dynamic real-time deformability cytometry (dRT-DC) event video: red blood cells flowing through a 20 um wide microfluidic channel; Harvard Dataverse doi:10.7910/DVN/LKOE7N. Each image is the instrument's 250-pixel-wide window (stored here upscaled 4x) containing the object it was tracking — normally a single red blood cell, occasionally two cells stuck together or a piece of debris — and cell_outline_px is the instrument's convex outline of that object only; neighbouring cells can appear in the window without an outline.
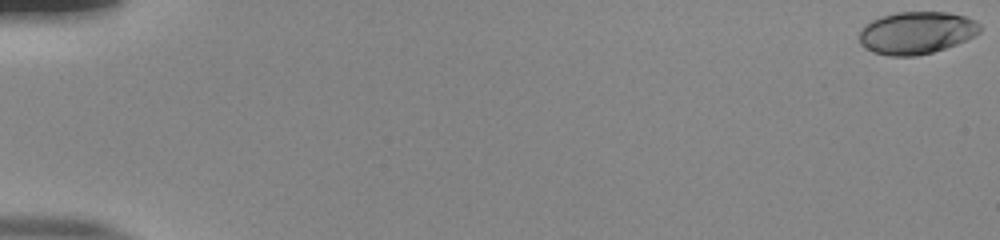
{"species": "human", "species_latin": "Homo sapiens", "temperature_condition": "room temperature", "stored_images_in_passage": 54, "camera_frame_rate_fps": 3000, "um_per_image_px": 0.085, "donor": {"sex": "male"}, "frame": {"image": 1, "passage_image": 1, "time_ms": 0.0, "image_size_px": [1000, 240], "cell_outline_px": [[980, 32], [956, 44], [932, 52], [916, 56], [888, 56], [872, 52], [864, 48], [860, 44], [860, 28], [864, 24], [880, 16], [896, 12], [948, 12], [964, 16], [980, 24]], "centroid_in_image_um": [77.84, 2.79], "position_along_channel_um": 7.2, "area_um2": 29.82}}
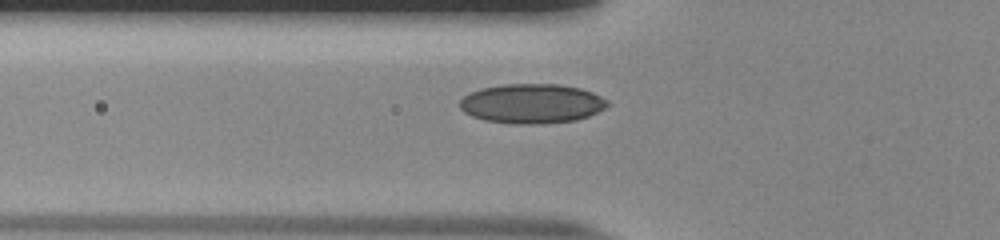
{"frame": {"image": 2, "passage_image": 21, "time_ms": 6.667, "image_size_px": [1000, 240], "cell_outline_px": [[608, 104], [604, 108], [588, 116], [576, 120], [540, 124], [516, 124], [484, 120], [472, 116], [464, 112], [460, 108], [460, 100], [464, 96], [480, 88], [504, 84], [560, 84], [580, 88], [592, 92], [608, 100]], "centroid_in_image_um": [45.19, 8.8], "position_along_channel_um": 80.6, "area_um2": 33.99}}
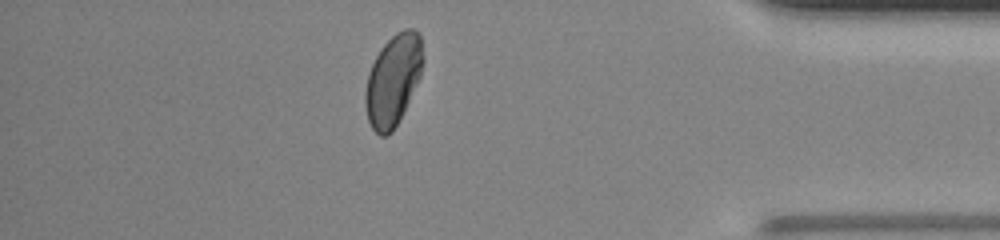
{"frame": {"image": 3, "passage_image": 48, "time_ms": 15.667, "image_size_px": [1000, 240], "cell_outline_px": [[424, 60], [420, 76], [392, 132], [384, 136], [380, 136], [372, 128], [368, 120], [364, 104], [364, 92], [368, 76], [372, 64], [380, 48], [396, 32], [404, 28], [412, 28], [420, 32], [424, 56]], "centroid_in_image_um": [33.41, 6.75], "position_along_channel_um": 401.8, "area_um2": 30.46}, "authors_computed_cell_mechanics": {"area_um2": 30.3739, "velocity_mm_per_s": 3.9027, "shape_relaxation_time_tau1_ms": 7.2577, "shape_relaxation_time_tau2_ms": 1.2466, "deformation_change_tau1": 0.1843, "deformation_change_tau2": 0.0413}}